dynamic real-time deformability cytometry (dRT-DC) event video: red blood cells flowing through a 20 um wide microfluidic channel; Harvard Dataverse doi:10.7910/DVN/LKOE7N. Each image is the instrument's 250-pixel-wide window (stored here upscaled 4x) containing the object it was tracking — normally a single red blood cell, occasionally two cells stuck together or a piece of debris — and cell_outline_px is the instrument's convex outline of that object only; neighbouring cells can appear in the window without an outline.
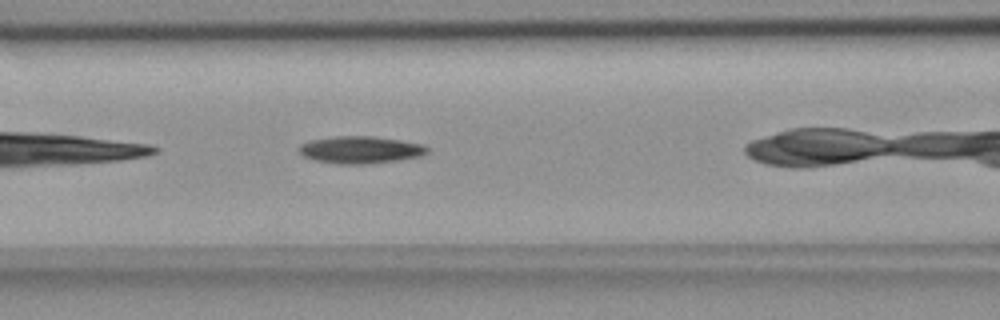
{"species": "common noctule bat (a hibernating species)", "species_latin": "Nyctalus noctula", "temperature_condition": "room temperature", "stored_images_in_passage": 30, "camera_frame_rate_fps": 3000, "um_per_image_px": 0.085, "animal": {"sex": "female", "body_mass_g": 18.4}, "frame": {"image": 1, "passage_image": 8, "time_ms": 2.333, "image_size_px": [1000, 320], "cell_outline_px": [[428, 152], [420, 156], [396, 160], [364, 164], [340, 164], [316, 160], [304, 156], [300, 152], [300, 144], [312, 140], [336, 136], [372, 136], [400, 140], [424, 144], [428, 148]], "centroid_in_image_um": [30.66, 12.73], "position_along_channel_um": 135.9, "area_um2": 20.06}}
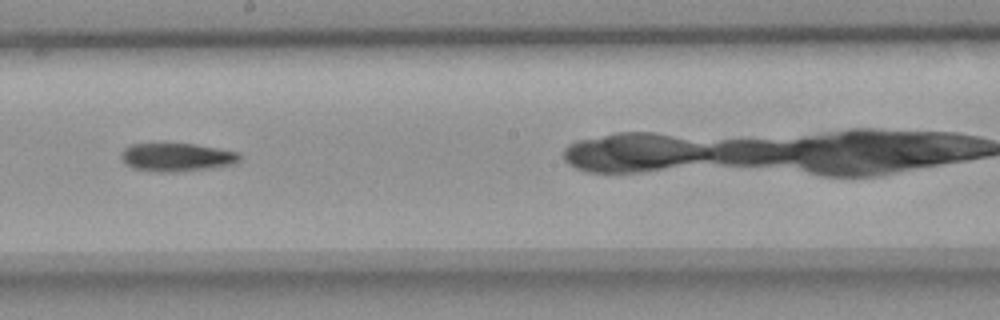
{"frame": {"image": 2, "passage_image": 16, "time_ms": 5.0, "image_size_px": [1000, 320], "cell_outline_px": [[240, 160], [236, 164], [208, 168], [172, 172], [160, 172], [136, 168], [124, 164], [120, 156], [120, 152], [124, 148], [132, 144], [192, 144], [240, 152]], "centroid_in_image_um": [15.02, 13.36], "position_along_channel_um": 233.2, "area_um2": 19.36}}
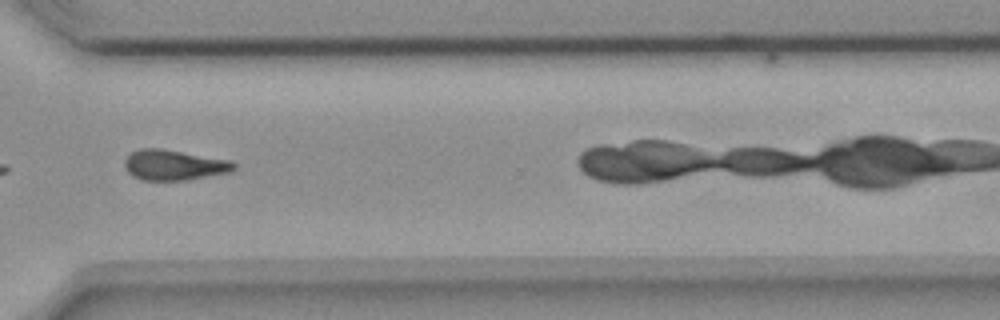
{"frame": {"image": 3, "passage_image": 26, "time_ms": 8.333, "image_size_px": [1000, 320], "cell_outline_px": [[236, 168], [228, 172], [188, 180], [144, 180], [132, 176], [124, 168], [124, 160], [132, 152], [140, 148], [160, 148], [232, 160], [236, 164]], "centroid_in_image_um": [14.78, 14.02], "position_along_channel_um": 355.8, "area_um2": 19.42}}